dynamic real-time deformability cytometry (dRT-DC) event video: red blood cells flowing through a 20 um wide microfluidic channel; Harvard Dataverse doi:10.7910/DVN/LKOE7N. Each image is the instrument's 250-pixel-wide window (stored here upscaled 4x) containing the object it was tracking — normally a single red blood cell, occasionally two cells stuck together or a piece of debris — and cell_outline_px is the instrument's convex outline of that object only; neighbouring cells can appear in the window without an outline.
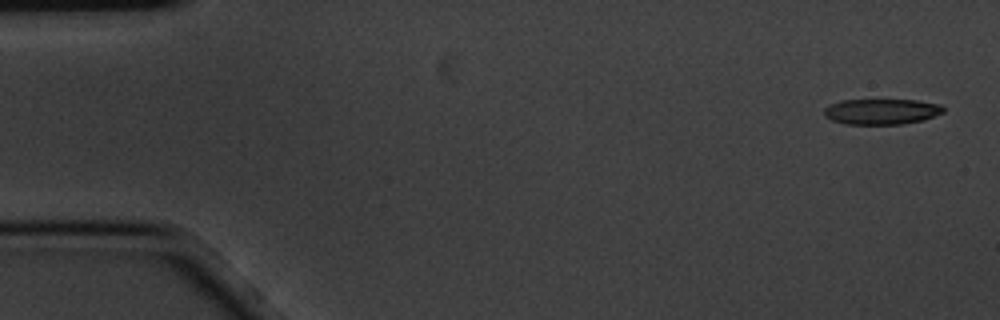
{"species": "common noctule bat (a hibernating species)", "species_latin": "Nyctalus noctula", "temperature_condition": "cold", "stored_images_in_passage": 5, "camera_frame_rate_fps": 3000, "um_per_image_px": 0.085, "animal": {"sex": "male", "body_mass_g": 20.1, "forearm_length_mm": 53.5}, "frame": {"image": 1, "passage_image": 1, "time_ms": 0.0, "image_size_px": [1000, 320], "cell_outline_px": [[944, 112], [924, 120], [904, 124], [844, 124], [832, 120], [824, 116], [824, 108], [840, 100], [916, 100], [940, 104], [944, 108]], "centroid_in_image_um": [74.94, 9.49], "position_along_channel_um": 10.1, "area_um2": 17.86}}
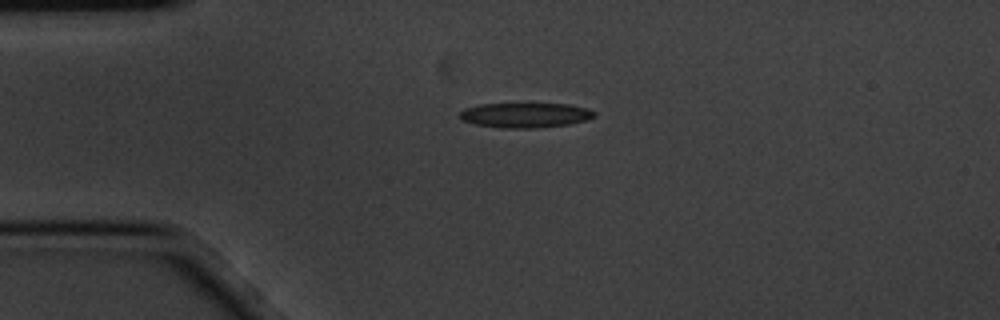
{"frame": {"image": 2, "passage_image": 4, "time_ms": 1.0, "image_size_px": [1000, 320], "cell_outline_px": [[596, 116], [588, 120], [568, 124], [536, 128], [504, 128], [476, 124], [460, 120], [460, 112], [464, 108], [480, 104], [568, 104], [588, 108], [596, 112]], "centroid_in_image_um": [44.67, 9.79], "position_along_channel_um": 40.3, "area_um2": 19.54}}